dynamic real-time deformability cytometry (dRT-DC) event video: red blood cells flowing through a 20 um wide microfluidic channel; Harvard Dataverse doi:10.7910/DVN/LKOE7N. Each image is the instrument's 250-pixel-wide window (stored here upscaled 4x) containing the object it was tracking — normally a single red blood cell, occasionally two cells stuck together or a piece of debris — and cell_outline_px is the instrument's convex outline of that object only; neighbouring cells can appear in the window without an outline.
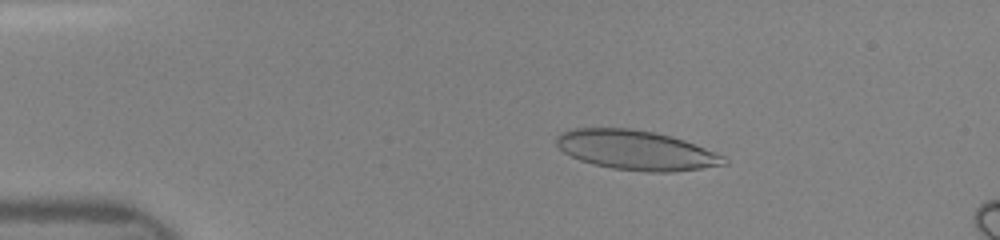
{"species": "human", "species_latin": "Homo sapiens", "temperature_condition": "room temperature", "stored_images_in_passage": 40, "camera_frame_rate_fps": 3000, "um_per_image_px": 0.085, "donor": {"sex": "female"}, "frame": {"image": 1, "passage_image": 9, "time_ms": 2.667, "image_size_px": [1000, 240], "cell_outline_px": [[728, 164], [672, 172], [648, 172], [612, 168], [592, 164], [580, 160], [564, 152], [556, 144], [556, 136], [560, 132], [572, 128], [628, 128], [656, 132], [684, 140], [716, 152], [724, 156], [728, 160]], "centroid_in_image_um": [54.06, 12.76], "position_along_channel_um": 30.9, "area_um2": 38.67}}
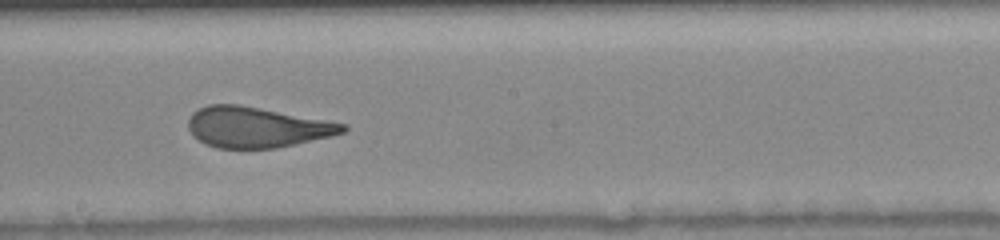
{"frame": {"image": 2, "passage_image": 27, "time_ms": 8.667, "image_size_px": [1000, 240], "cell_outline_px": [[348, 128], [344, 132], [332, 136], [276, 148], [216, 148], [192, 136], [188, 128], [188, 120], [192, 112], [208, 104], [240, 104], [348, 124]], "centroid_in_image_um": [21.82, 10.8], "position_along_channel_um": 226.4, "area_um2": 36.59}}
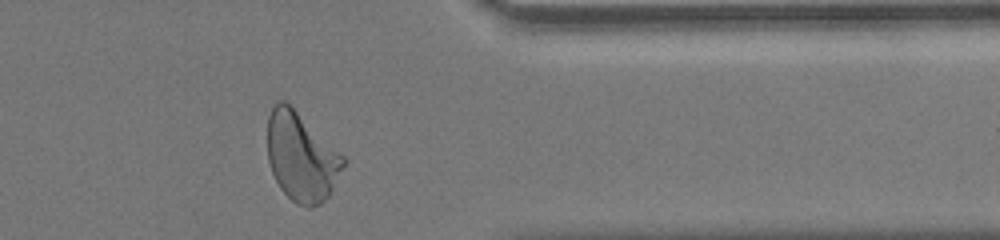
{"frame": {"image": 3, "passage_image": 39, "time_ms": 12.667, "image_size_px": [1000, 240], "cell_outline_px": [[344, 164], [328, 196], [320, 204], [312, 208], [308, 208], [296, 204], [280, 188], [272, 172], [268, 160], [268, 116], [272, 108], [280, 100], [284, 100], [344, 156]], "centroid_in_image_um": [25.59, 13.37], "position_along_channel_um": 385.8, "area_um2": 38.38}}